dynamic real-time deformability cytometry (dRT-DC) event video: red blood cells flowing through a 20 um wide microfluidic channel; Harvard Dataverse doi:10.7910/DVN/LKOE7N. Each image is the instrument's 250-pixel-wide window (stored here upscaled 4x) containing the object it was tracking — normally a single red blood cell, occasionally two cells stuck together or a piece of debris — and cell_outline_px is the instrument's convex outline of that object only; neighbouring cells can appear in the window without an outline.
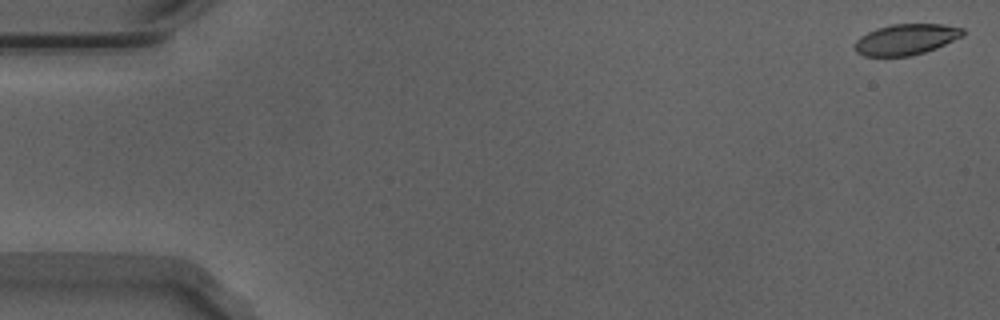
{"species": "Egyptian fruit bat (a non-hibernating species)", "species_latin": "Rousettus aegyptiacus", "temperature_condition": "warm", "stored_images_in_passage": 3, "camera_frame_rate_fps": 3000, "um_per_image_px": 0.085, "animal": {"sex": "male"}, "frame": {"image": 1, "passage_image": 1, "time_ms": 0.0, "image_size_px": [1000, 320], "cell_outline_px": [[964, 36], [936, 48], [912, 56], [864, 56], [856, 52], [856, 40], [860, 36], [876, 28], [892, 24], [940, 24], [964, 28]], "centroid_in_image_um": [77.03, 3.35], "position_along_channel_um": 8.0, "area_um2": 19.42}}